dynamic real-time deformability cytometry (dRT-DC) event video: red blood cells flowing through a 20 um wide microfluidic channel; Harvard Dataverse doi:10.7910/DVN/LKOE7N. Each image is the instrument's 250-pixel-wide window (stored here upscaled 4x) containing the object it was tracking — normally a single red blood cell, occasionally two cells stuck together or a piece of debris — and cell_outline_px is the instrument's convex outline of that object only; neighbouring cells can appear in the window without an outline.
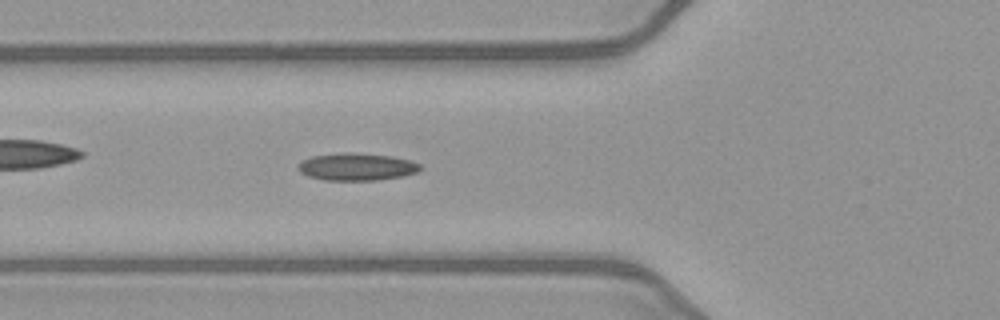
{"species": "common noctule bat (a hibernating species)", "species_latin": "Nyctalus noctula", "temperature_condition": "warm", "stored_images_in_passage": 52, "segment_of_instrument_passage": [1, 2], "camera_frame_rate_fps": 3000, "um_per_image_px": 0.085, "animal": {"sex": "female", "body_mass_g": 21.9}, "frame": {"image": 1, "passage_image": 19, "time_ms": 6.0, "image_size_px": [1000, 320], "cell_outline_px": [[420, 168], [416, 172], [400, 176], [376, 180], [324, 180], [308, 176], [300, 172], [296, 168], [304, 160], [312, 156], [344, 152], [352, 152], [392, 156], [412, 160], [420, 164]], "centroid_in_image_um": [30.31, 14.17], "position_along_channel_um": 95.5, "area_um2": 19.36}}
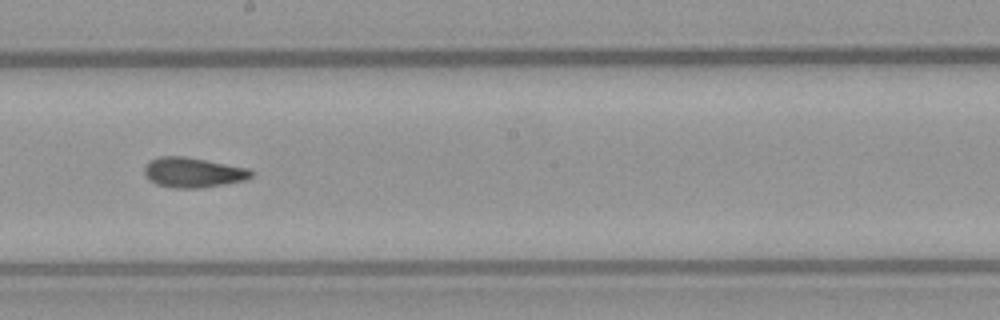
{"frame": {"image": 2, "passage_image": 29, "time_ms": 9.333, "image_size_px": [1000, 320], "cell_outline_px": [[256, 172], [252, 176], [244, 180], [224, 184], [200, 188], [176, 188], [156, 184], [148, 180], [144, 172], [144, 168], [148, 160], [160, 156], [188, 156], [248, 168]], "centroid_in_image_um": [16.4, 14.64], "position_along_channel_um": 231.8, "area_um2": 18.9}}
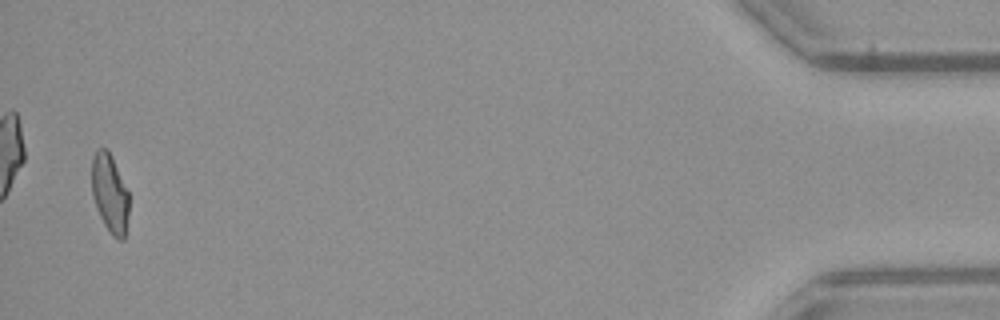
{"frame": {"image": 3, "passage_image": 50, "time_ms": 16.333, "image_size_px": [1000, 320], "cell_outline_px": [[128, 216], [124, 240], [116, 240], [112, 236], [104, 224], [96, 208], [92, 196], [92, 156], [96, 148], [108, 148], [128, 188]], "centroid_in_image_um": [9.34, 16.41], "position_along_channel_um": 425.9, "area_um2": 17.46}}